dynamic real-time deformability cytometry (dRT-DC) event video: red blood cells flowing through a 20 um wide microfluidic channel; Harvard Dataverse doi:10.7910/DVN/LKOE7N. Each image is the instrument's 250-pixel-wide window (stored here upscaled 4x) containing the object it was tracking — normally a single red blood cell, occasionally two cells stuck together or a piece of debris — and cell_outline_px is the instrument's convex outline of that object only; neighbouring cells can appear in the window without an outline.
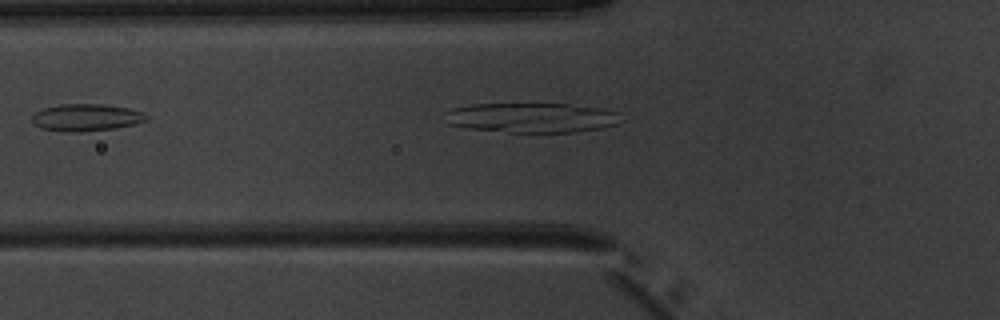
{"species": "common noctule bat (a hibernating species)", "species_latin": "Nyctalus noctula", "temperature_condition": "warm", "stored_images_in_passage": 6, "camera_frame_rate_fps": 3000, "um_per_image_px": 0.085, "animal": {"sex": "male", "body_mass_g": 20.1, "forearm_length_mm": 53.5}, "frame": {"image": 1, "passage_image": 2, "time_ms": 0.333, "image_size_px": [1000, 320], "cell_outline_px": [[620, 112], [616, 124], [600, 128], [572, 132], [508, 132], [464, 128], [448, 124], [448, 112], [452, 108], [472, 104], [568, 104], [604, 108]], "centroid_in_image_um": [45.2, 10.0], "position_along_channel_um": 80.6, "area_um2": 30.29}}